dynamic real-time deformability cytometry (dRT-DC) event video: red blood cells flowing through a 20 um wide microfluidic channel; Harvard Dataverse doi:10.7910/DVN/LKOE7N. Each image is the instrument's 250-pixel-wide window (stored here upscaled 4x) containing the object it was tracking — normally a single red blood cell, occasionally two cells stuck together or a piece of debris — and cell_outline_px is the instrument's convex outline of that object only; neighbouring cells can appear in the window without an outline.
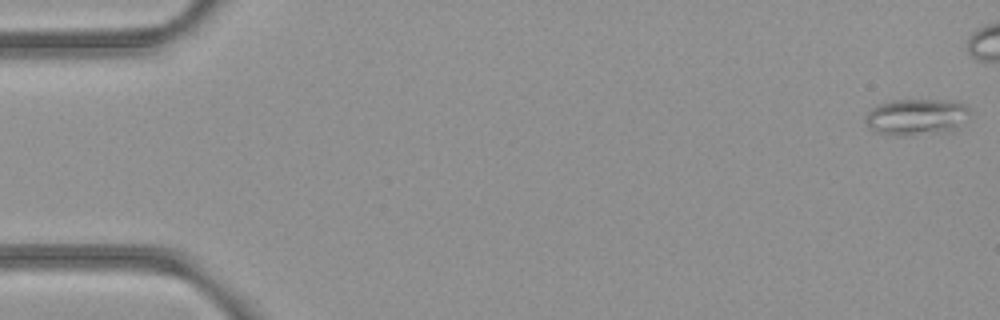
{"species": "common noctule bat (a hibernating species)", "species_latin": "Nyctalus noctula", "temperature_condition": "room temperature", "stored_images_in_passage": 5, "camera_frame_rate_fps": 3000, "um_per_image_px": 0.085, "animal": {"sex": "female", "body_mass_g": 21.9}, "frame": {"image": 1, "passage_image": 1, "time_ms": 0.0, "image_size_px": [1000, 320], "cell_outline_px": [[968, 112], [956, 128], [952, 132], [900, 136], [896, 136], [872, 132], [868, 128], [864, 120], [864, 116], [872, 108], [880, 104], [896, 100], [948, 100], [968, 104]], "centroid_in_image_um": [77.84, 9.96], "position_along_channel_um": 7.2, "area_um2": 22.31}}